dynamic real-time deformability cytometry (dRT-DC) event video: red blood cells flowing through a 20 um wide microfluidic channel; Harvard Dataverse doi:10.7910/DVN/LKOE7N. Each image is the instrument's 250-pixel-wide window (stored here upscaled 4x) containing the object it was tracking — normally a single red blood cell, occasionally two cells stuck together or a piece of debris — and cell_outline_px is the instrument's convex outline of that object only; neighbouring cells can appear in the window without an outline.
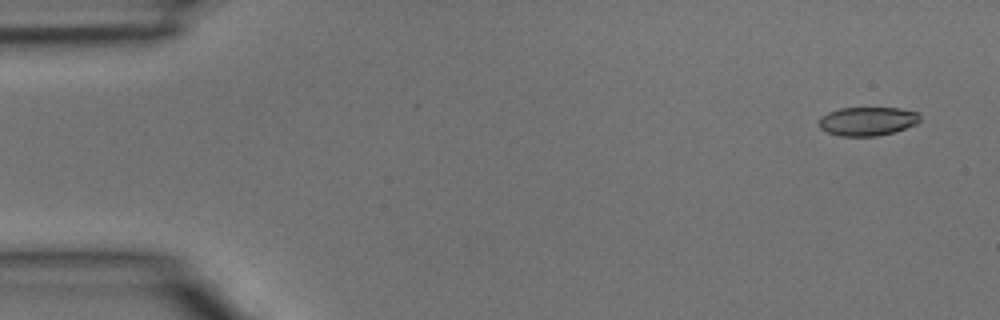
{"species": "common noctule bat (a hibernating species)", "species_latin": "Nyctalus noctula", "temperature_condition": "room temperature", "stored_images_in_passage": 4, "camera_frame_rate_fps": 3000, "um_per_image_px": 0.085, "animal": {"sex": "male", "body_mass_g": 15.6}, "frame": {"image": 1, "passage_image": 1, "time_ms": 0.0, "image_size_px": [1000, 320], "cell_outline_px": [[920, 120], [916, 124], [892, 132], [876, 136], [840, 136], [828, 132], [820, 128], [816, 124], [820, 116], [828, 112], [840, 108], [900, 108], [916, 112], [920, 116]], "centroid_in_image_um": [73.68, 10.3], "position_along_channel_um": 11.3, "area_um2": 16.94}}
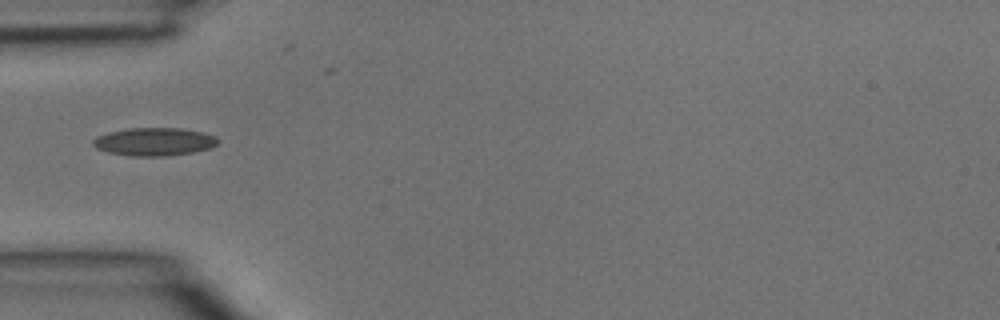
{"frame": {"image": 2, "passage_image": 4, "time_ms": 1.0, "image_size_px": [1000, 320], "cell_outline_px": [[220, 140], [212, 148], [192, 152], [164, 156], [132, 156], [108, 152], [96, 148], [92, 144], [92, 140], [96, 136], [108, 132], [128, 128], [180, 128], [204, 132], [216, 136]], "centroid_in_image_um": [13.11, 12.04], "position_along_channel_um": 71.9, "area_um2": 20.52}}